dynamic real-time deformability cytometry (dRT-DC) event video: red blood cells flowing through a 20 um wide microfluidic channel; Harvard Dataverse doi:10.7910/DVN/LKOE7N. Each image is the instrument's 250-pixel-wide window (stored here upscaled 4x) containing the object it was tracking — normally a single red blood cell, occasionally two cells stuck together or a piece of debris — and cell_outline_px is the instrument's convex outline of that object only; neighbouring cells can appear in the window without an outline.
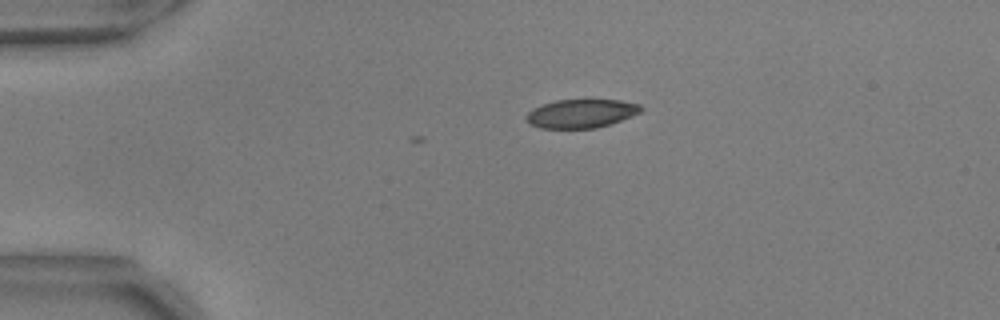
{"species": "common noctule bat (a hibernating species)", "species_latin": "Nyctalus noctula", "temperature_condition": "warm", "stored_images_in_passage": 3, "camera_frame_rate_fps": 3000, "um_per_image_px": 0.085, "animal": {"sex": "male", "body_mass_g": 17.9, "forearm_length_mm": 54.2}, "frame": {"image": 1, "passage_image": 1, "time_ms": 0.0, "image_size_px": [1000, 320], "cell_outline_px": [[644, 108], [640, 112], [620, 120], [596, 128], [540, 128], [528, 124], [524, 120], [524, 116], [532, 108], [556, 100], [620, 100], [640, 104]], "centroid_in_image_um": [49.34, 9.65], "position_along_channel_um": 35.7, "area_um2": 19.13}}